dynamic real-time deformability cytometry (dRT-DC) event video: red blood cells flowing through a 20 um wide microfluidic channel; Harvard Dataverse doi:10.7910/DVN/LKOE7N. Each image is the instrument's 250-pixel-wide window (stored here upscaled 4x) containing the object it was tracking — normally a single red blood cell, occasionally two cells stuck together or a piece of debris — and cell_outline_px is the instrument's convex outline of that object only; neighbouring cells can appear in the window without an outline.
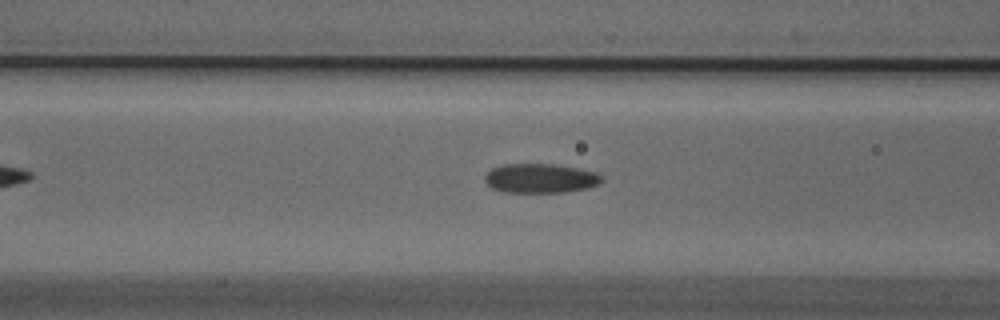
{"species": "Egyptian fruit bat (a non-hibernating species)", "species_latin": "Rousettus aegyptiacus", "temperature_condition": "cold", "stored_images_in_passage": 36, "camera_frame_rate_fps": 3000, "um_per_image_px": 0.085, "animal": {"sex": "male"}, "frame": {"image": 1, "passage_image": 14, "time_ms": 4.333, "image_size_px": [1000, 320], "cell_outline_px": [[604, 180], [600, 184], [588, 188], [564, 192], [504, 192], [492, 188], [484, 180], [484, 176], [492, 168], [504, 164], [556, 164], [596, 172], [604, 176]], "centroid_in_image_um": [45.97, 15.15], "position_along_channel_um": 120.6, "area_um2": 20.11}}
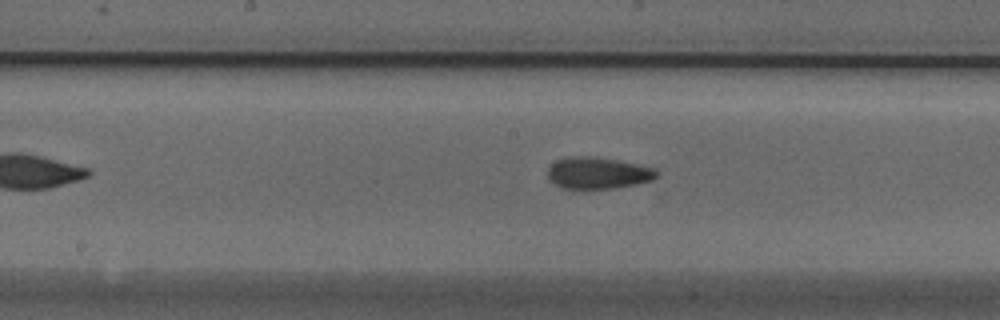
{"frame": {"image": 2, "passage_image": 20, "time_ms": 6.333, "image_size_px": [1000, 320], "cell_outline_px": [[660, 176], [652, 180], [636, 184], [616, 188], [560, 188], [548, 180], [548, 168], [556, 160], [568, 156], [592, 156], [616, 160], [656, 168], [660, 172]], "centroid_in_image_um": [50.83, 14.7], "position_along_channel_um": 197.4, "area_um2": 20.29}}
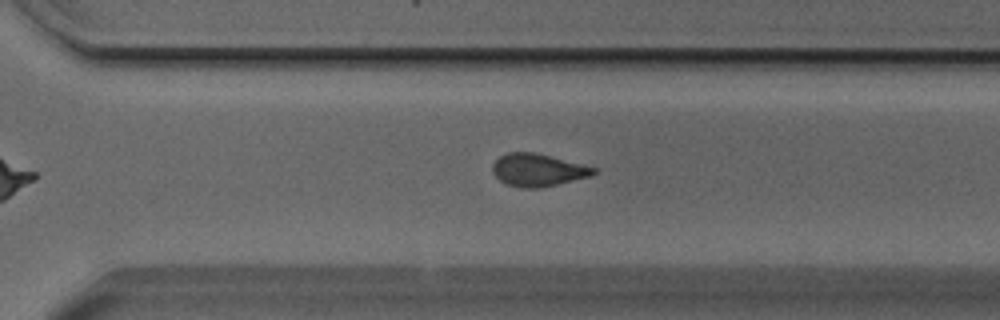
{"frame": {"image": 3, "passage_image": 30, "time_ms": 9.667, "image_size_px": [1000, 320], "cell_outline_px": [[596, 172], [592, 176], [540, 188], [524, 188], [504, 184], [492, 172], [492, 164], [500, 156], [508, 152], [532, 152], [596, 168]], "centroid_in_image_um": [45.68, 14.47], "position_along_channel_um": 324.9, "area_um2": 18.96}}